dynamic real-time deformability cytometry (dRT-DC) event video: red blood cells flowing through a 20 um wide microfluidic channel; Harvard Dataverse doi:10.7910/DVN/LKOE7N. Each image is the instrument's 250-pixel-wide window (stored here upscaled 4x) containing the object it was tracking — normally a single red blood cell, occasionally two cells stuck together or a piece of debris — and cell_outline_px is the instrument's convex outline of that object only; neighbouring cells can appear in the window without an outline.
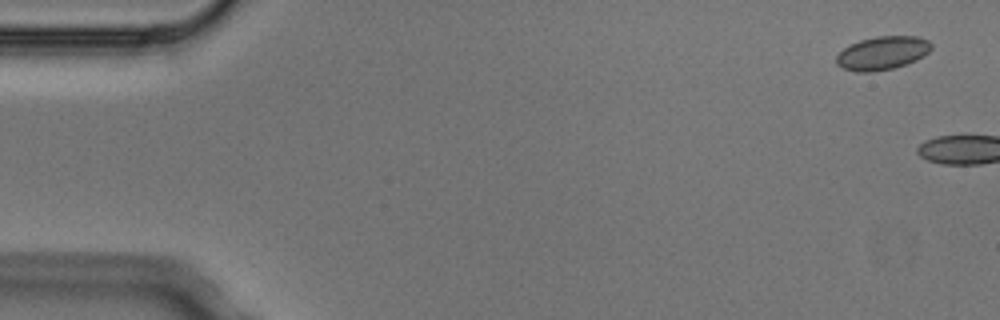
{"species": "Egyptian fruit bat (a non-hibernating species)", "species_latin": "Rousettus aegyptiacus", "temperature_condition": "cold", "stored_images_in_passage": 8, "camera_frame_rate_fps": 3000, "um_per_image_px": 0.085, "animal": {"sex": "male"}, "frame": {"image": 1, "passage_image": 1, "time_ms": 0.0, "image_size_px": [1000, 320], "cell_outline_px": [[932, 48], [924, 56], [916, 60], [892, 68], [872, 72], [856, 72], [844, 68], [836, 64], [836, 56], [844, 48], [860, 40], [876, 36], [920, 36], [928, 40], [932, 44]], "centroid_in_image_um": [75.02, 4.5], "position_along_channel_um": 10.0, "area_um2": 18.44}}
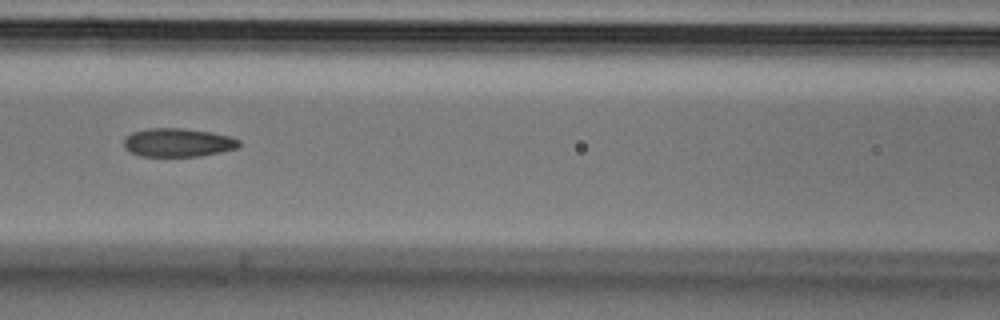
{"frame": {"image": 2, "passage_image": 7, "time_ms": 2.0, "image_size_px": [1000, 320], "cell_outline_px": [[240, 144], [236, 148], [220, 152], [200, 156], [140, 156], [124, 148], [124, 140], [132, 132], [148, 128], [184, 128], [212, 132], [228, 136], [240, 140]], "centroid_in_image_um": [15.12, 12.11], "position_along_channel_um": 151.5, "area_um2": 19.07}}
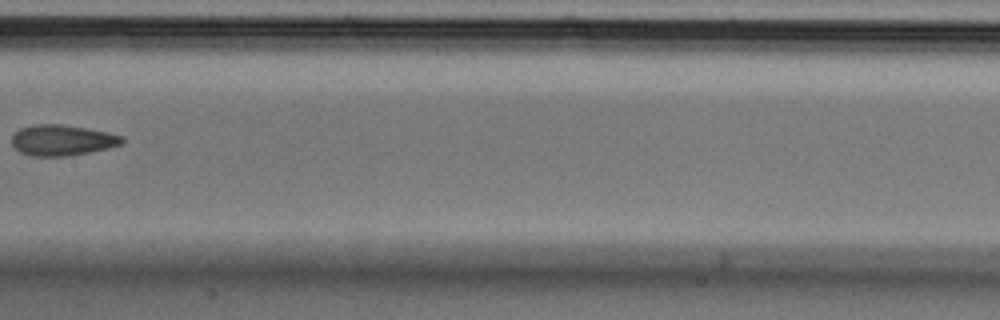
{"frame": {"image": 3, "passage_image": 8, "time_ms": 2.333, "image_size_px": [1000, 320], "cell_outline_px": [[124, 140], [120, 144], [108, 148], [68, 156], [32, 156], [20, 152], [12, 144], [12, 136], [20, 128], [36, 124], [60, 124], [108, 132], [124, 136]], "centroid_in_image_um": [5.28, 11.92], "position_along_channel_um": 202.1, "area_um2": 19.59}}